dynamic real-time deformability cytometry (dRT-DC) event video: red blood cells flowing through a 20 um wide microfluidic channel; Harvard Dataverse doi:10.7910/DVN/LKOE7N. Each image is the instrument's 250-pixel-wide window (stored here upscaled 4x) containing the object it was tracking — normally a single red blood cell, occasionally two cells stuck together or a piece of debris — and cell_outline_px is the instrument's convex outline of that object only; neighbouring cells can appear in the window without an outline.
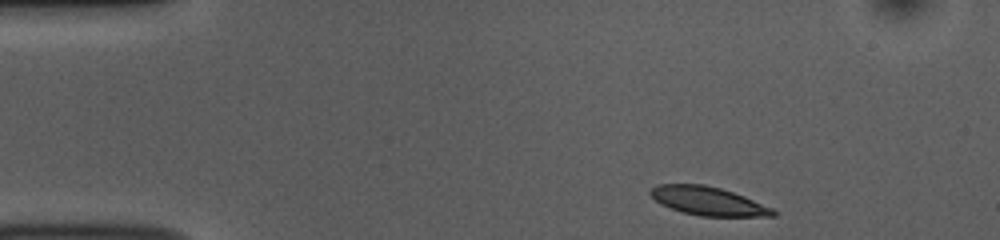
{"species": "common noctule bat (a hibernating species)", "species_latin": "Nyctalus noctula", "temperature_condition": "room temperature", "stored_images_in_passage": 46, "camera_frame_rate_fps": 3000, "um_per_image_px": 0.085, "animal": {"sex": "female", "body_mass_g": 10.0, "forearm_length_mm": 53.1}, "frame": {"image": 1, "passage_image": 1, "time_ms": 0.0, "image_size_px": [1000, 240], "cell_outline_px": [[776, 216], [700, 216], [684, 212], [672, 208], [656, 200], [648, 192], [656, 184], [704, 184], [720, 188], [744, 196], [772, 208], [776, 212]], "centroid_in_image_um": [60.2, 17.08], "position_along_channel_um": 24.8, "area_um2": 20.06}}
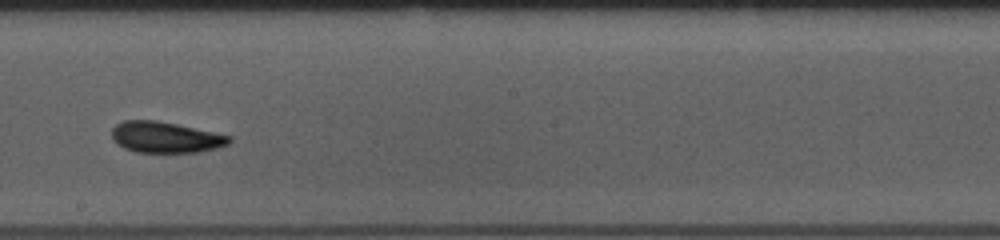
{"frame": {"image": 2, "passage_image": 23, "time_ms": 7.333, "image_size_px": [1000, 240], "cell_outline_px": [[232, 140], [228, 144], [216, 148], [196, 152], [136, 152], [124, 148], [116, 144], [112, 140], [112, 128], [116, 124], [124, 120], [156, 120], [176, 124], [232, 136]], "centroid_in_image_um": [14.03, 11.66], "position_along_channel_um": 234.2, "area_um2": 21.21}}
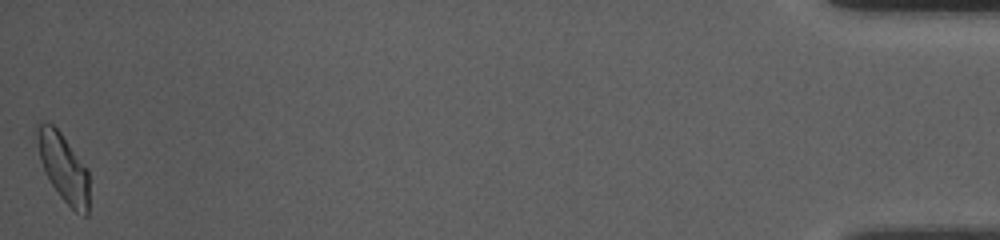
{"frame": {"image": 3, "passage_image": 46, "time_ms": 15.0, "image_size_px": [1000, 240], "cell_outline_px": [[88, 216], [84, 216], [76, 212], [60, 196], [52, 184], [40, 160], [36, 136], [36, 124], [52, 124], [60, 132], [88, 168]], "centroid_in_image_um": [5.41, 14.25], "position_along_channel_um": 429.8, "area_um2": 20.29}, "authors_computed_cell_mechanics": {"area_um2": 20.9236, "velocity_mm_per_s": 3.7698, "shape_relaxation_time_tau1_ms": 1.9517, "shape_relaxation_time_tau2_ms": 2.6135, "deformation_change_tau1": 0.117, "deformation_change_tau2": 0.0977}}